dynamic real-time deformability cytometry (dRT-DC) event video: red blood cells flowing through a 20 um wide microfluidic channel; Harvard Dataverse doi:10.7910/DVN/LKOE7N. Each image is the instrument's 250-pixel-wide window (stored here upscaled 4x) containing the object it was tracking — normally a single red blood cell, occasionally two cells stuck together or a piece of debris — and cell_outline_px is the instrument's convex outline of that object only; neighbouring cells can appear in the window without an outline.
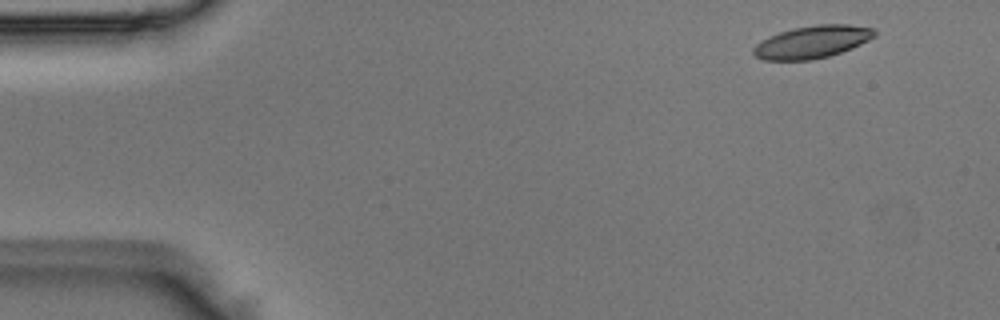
{"species": "Egyptian fruit bat (a non-hibernating species)", "species_latin": "Rousettus aegyptiacus", "temperature_condition": "room temperature", "stored_images_in_passage": 5, "segment_of_instrument_passage": [1, 2], "camera_frame_rate_fps": 3000, "um_per_image_px": 0.085, "animal": {"sex": "male"}, "frame": {"image": 1, "passage_image": 2, "time_ms": 0.333, "image_size_px": [1000, 320], "cell_outline_px": [[876, 36], [852, 48], [828, 56], [812, 60], [764, 60], [756, 56], [752, 52], [752, 48], [760, 40], [768, 36], [792, 28], [816, 24], [848, 24], [876, 28]], "centroid_in_image_um": [69.03, 3.55], "position_along_channel_um": 16.0, "area_um2": 23.12}}
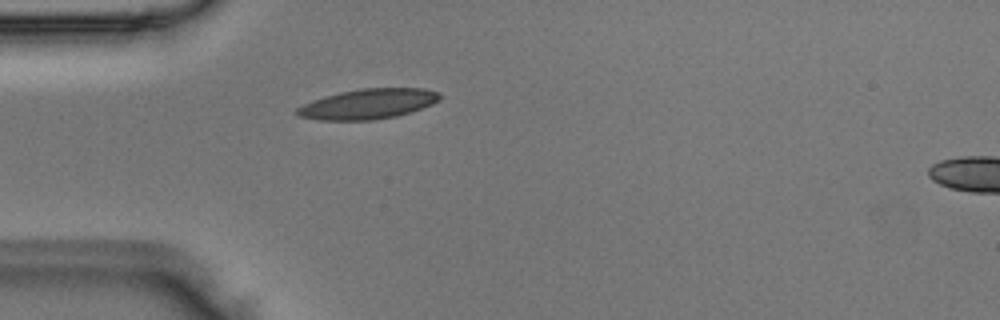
{"frame": {"image": 2, "passage_image": 4, "time_ms": 1.0, "image_size_px": [1000, 320], "cell_outline_px": [[440, 100], [432, 104], [396, 116], [372, 120], [320, 120], [300, 116], [296, 112], [296, 108], [312, 100], [324, 96], [340, 92], [360, 88], [424, 88], [440, 92]], "centroid_in_image_um": [31.29, 8.82], "position_along_channel_um": 53.7, "area_um2": 24.91}}